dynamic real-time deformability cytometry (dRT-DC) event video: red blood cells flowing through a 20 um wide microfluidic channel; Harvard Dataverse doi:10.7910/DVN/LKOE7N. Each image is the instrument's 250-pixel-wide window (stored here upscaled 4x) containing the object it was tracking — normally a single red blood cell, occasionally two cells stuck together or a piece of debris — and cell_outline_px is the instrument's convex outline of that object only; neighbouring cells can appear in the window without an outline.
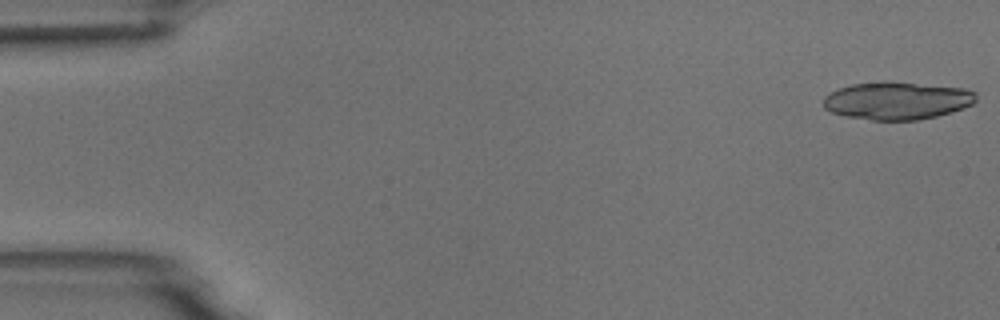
{"species": "common noctule bat (a hibernating species)", "species_latin": "Nyctalus noctula", "temperature_condition": "room temperature", "stored_images_in_passage": 6, "camera_frame_rate_fps": 3000, "um_per_image_px": 0.085, "animal": {"sex": "male", "body_mass_g": 18.8}, "frame": {"image": 1, "passage_image": 1, "time_ms": 0.0, "image_size_px": [1000, 320], "cell_outline_px": [[976, 100], [972, 104], [964, 108], [952, 112], [936, 116], [916, 120], [872, 120], [848, 116], [832, 112], [824, 108], [824, 96], [828, 92], [852, 84], [912, 84], [964, 88], [976, 92]], "centroid_in_image_um": [76.26, 8.59], "position_along_channel_um": 8.7, "area_um2": 32.48}}
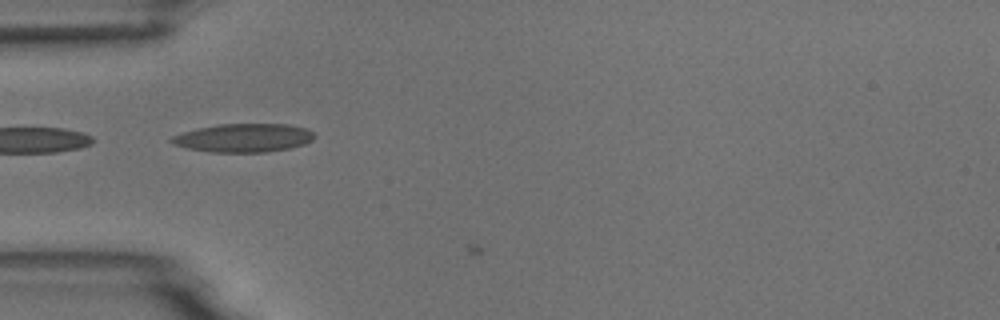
{"frame": {"image": 2, "passage_image": 5, "time_ms": 5.333, "image_size_px": [1000, 320], "cell_outline_px": [[316, 136], [312, 140], [304, 144], [288, 148], [264, 152], [212, 152], [188, 148], [172, 144], [168, 140], [172, 136], [196, 128], [220, 124], [288, 124], [308, 128]], "centroid_in_image_um": [20.7, 11.71], "position_along_channel_um": 64.3, "area_um2": 23.7}}